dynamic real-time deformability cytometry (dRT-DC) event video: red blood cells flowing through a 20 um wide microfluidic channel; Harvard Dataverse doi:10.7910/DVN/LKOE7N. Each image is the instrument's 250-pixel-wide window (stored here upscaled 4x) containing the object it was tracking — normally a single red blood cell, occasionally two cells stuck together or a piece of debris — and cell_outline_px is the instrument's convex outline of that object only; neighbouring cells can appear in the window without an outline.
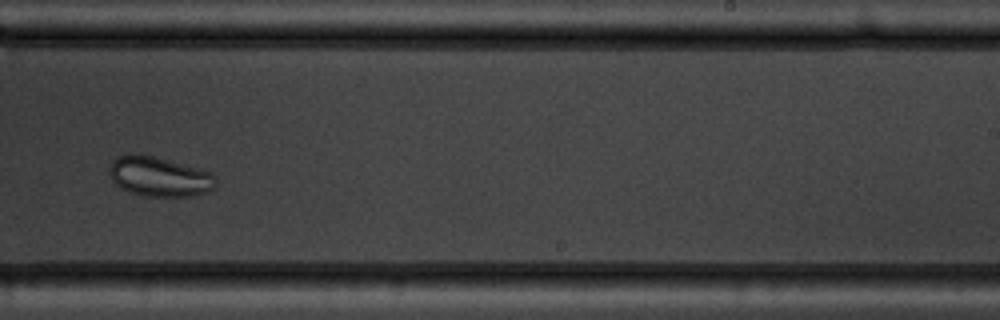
{"species": "common noctule bat (a hibernating species)", "species_latin": "Nyctalus noctula", "temperature_condition": "warm", "stored_images_in_passage": 7, "camera_frame_rate_fps": 3000, "um_per_image_px": 0.085, "animal": {"sex": "male", "body_mass_g": 19.5, "forearm_length_mm": 54.6}, "frame": {"image": 1, "passage_image": 7, "time_ms": 7.667, "image_size_px": [1000, 320], "cell_outline_px": [[216, 188], [208, 192], [192, 196], [144, 196], [128, 192], [120, 188], [112, 180], [108, 172], [108, 168], [112, 160], [128, 152], [152, 156], [200, 168], [212, 172], [216, 176]], "centroid_in_image_um": [13.54, 15.01], "position_along_channel_um": 275.5, "area_um2": 25.09}}